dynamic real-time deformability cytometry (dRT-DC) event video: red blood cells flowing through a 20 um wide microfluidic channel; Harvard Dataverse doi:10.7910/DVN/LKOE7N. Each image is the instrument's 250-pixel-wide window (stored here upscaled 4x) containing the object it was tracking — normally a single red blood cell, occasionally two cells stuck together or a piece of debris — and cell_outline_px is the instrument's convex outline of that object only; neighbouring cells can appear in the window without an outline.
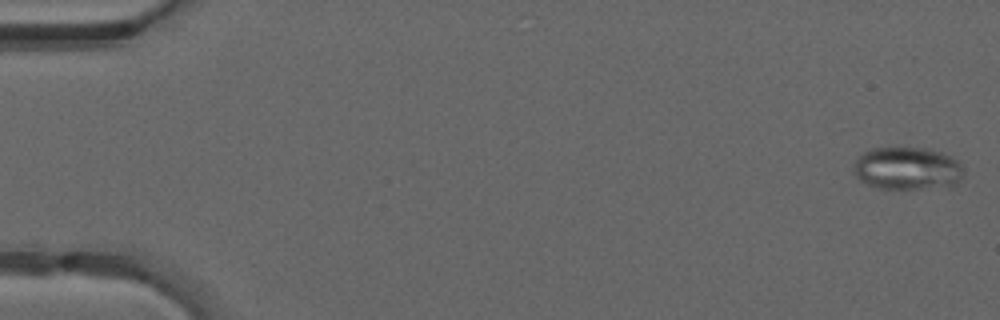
{"species": "common noctule bat (a hibernating species)", "species_latin": "Nyctalus noctula", "temperature_condition": "warm", "stored_images_in_passage": 15, "camera_frame_rate_fps": 3000, "um_per_image_px": 0.085, "animal": {"sex": "male", "forearm_length_mm": 52.5}, "frame": {"image": 1, "passage_image": 1, "time_ms": 0.0, "image_size_px": [1000, 320], "cell_outline_px": [[964, 172], [960, 180], [952, 188], [876, 188], [860, 180], [852, 172], [852, 164], [864, 152], [872, 148], [928, 148], [940, 152], [956, 160], [964, 168]], "centroid_in_image_um": [77.13, 14.33], "position_along_channel_um": 7.9, "area_um2": 27.63}}